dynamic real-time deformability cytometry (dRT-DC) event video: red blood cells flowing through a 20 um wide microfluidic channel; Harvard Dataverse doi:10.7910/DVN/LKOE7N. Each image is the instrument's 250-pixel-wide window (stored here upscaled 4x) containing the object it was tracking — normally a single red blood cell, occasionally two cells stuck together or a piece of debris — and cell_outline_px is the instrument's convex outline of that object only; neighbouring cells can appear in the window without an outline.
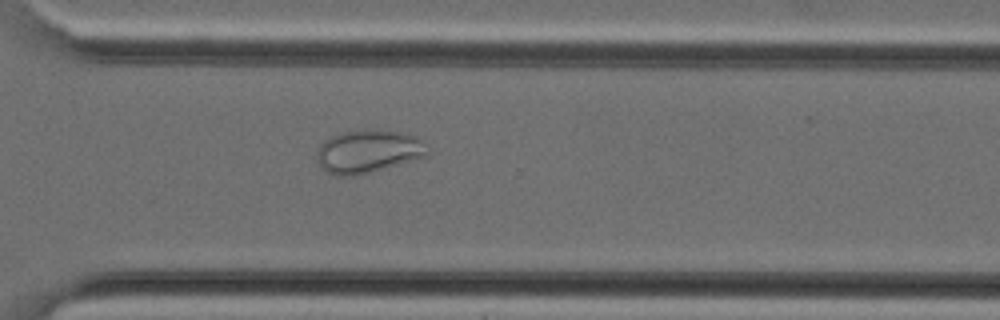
{"species": "Egyptian fruit bat (a non-hibernating species)", "species_latin": "Rousettus aegyptiacus", "temperature_condition": "cold", "stored_images_in_passage": 32, "camera_frame_rate_fps": 3000, "um_per_image_px": 0.085, "animal": {"sex": "female"}, "frame": {"image": 1, "passage_image": 23, "time_ms": 7.333, "image_size_px": [1000, 320], "cell_outline_px": [[428, 156], [356, 176], [336, 176], [320, 168], [316, 160], [316, 152], [320, 144], [324, 140], [332, 136], [344, 132], [400, 132], [416, 136], [420, 140], [428, 152]], "centroid_in_image_um": [31.23, 12.92], "position_along_channel_um": 339.4, "area_um2": 27.11}}